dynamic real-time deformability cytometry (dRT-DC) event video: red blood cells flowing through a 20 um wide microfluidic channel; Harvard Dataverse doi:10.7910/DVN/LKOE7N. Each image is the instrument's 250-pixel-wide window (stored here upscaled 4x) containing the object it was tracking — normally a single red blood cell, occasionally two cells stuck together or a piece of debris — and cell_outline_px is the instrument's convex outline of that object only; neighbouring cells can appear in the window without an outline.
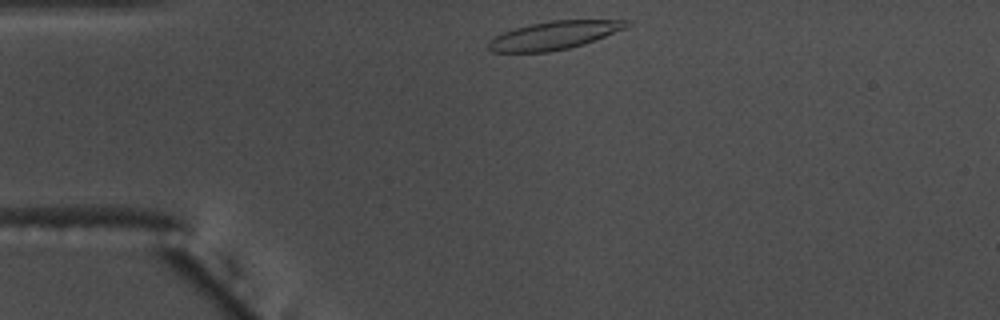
{"species": "common noctule bat (a hibernating species)", "species_latin": "Nyctalus noctula", "temperature_condition": "warm", "stored_images_in_passage": 34, "camera_frame_rate_fps": 3000, "um_per_image_px": 0.085, "animal": {"sex": "male", "body_mass_g": 17.5, "forearm_length_mm": 52.3}, "frame": {"image": 1, "passage_image": 1, "time_ms": 0.0, "image_size_px": [1000, 320], "cell_outline_px": [[632, 24], [624, 28], [584, 44], [568, 48], [548, 52], [492, 52], [488, 48], [488, 44], [496, 36], [504, 32], [516, 28], [532, 24], [552, 20], [628, 20]], "centroid_in_image_um": [47.1, 3.0], "position_along_channel_um": 37.9, "area_um2": 22.25}}
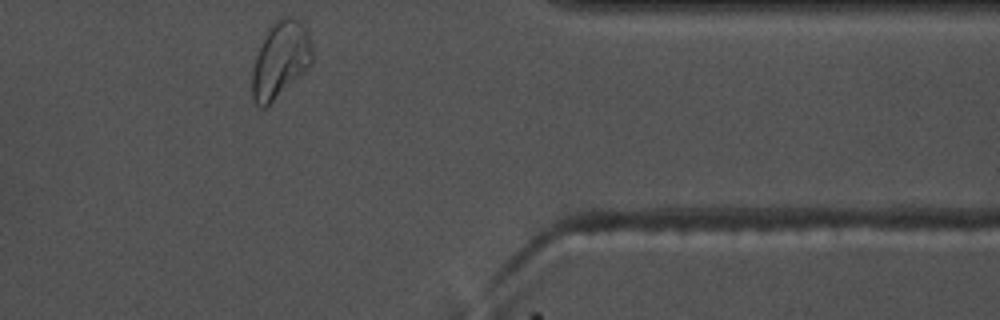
{"frame": {"image": 2, "passage_image": 34, "time_ms": 11.0, "image_size_px": [1000, 320], "cell_outline_px": [[312, 64], [308, 68], [264, 108], [260, 108], [252, 100], [252, 68], [260, 44], [268, 28], [280, 16], [292, 16], [300, 20], [304, 24], [308, 32], [312, 44]], "centroid_in_image_um": [23.83, 5.02], "position_along_channel_um": 387.6, "area_um2": 26.82}, "authors_computed_cell_mechanics": {"area_um2": 21.7906, "velocity_mm_per_s": 3.6565, "shape_relaxation_time_tau1_ms": null, "shape_relaxation_time_tau2_ms": 2.6889, "deformation_change_tau1": null, "deformation_change_tau2": 0.0939}}